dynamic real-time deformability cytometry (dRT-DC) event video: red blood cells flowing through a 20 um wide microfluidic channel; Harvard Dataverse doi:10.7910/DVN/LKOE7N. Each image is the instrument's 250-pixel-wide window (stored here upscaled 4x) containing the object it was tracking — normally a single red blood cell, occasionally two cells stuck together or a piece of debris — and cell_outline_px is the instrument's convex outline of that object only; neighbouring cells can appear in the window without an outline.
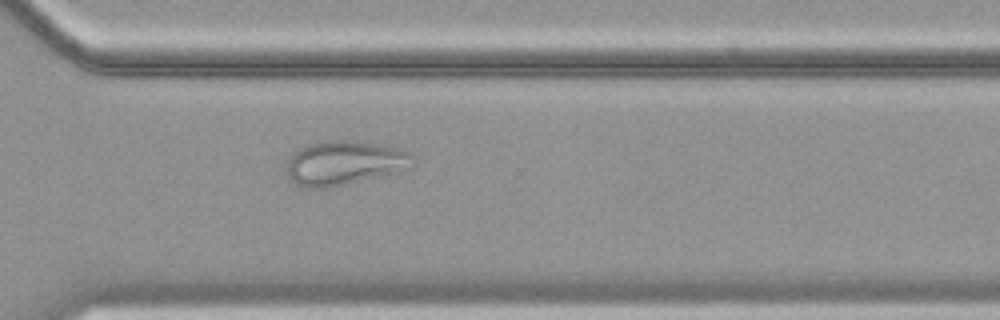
{"species": "common noctule bat (a hibernating species)", "species_latin": "Nyctalus noctula", "temperature_condition": "cold", "stored_images_in_passage": 48, "camera_frame_rate_fps": 3000, "um_per_image_px": 0.085, "animal": {"sex": "female", "body_mass_g": 19.9}, "frame": {"image": 1, "passage_image": 33, "time_ms": 10.667, "image_size_px": [1000, 320], "cell_outline_px": [[416, 164], [412, 168], [404, 172], [328, 188], [304, 188], [296, 184], [288, 176], [288, 160], [300, 148], [308, 144], [328, 140], [356, 140], [396, 148], [408, 152], [412, 156]], "centroid_in_image_um": [29.35, 13.87], "position_along_channel_um": 341.2, "area_um2": 32.89}}
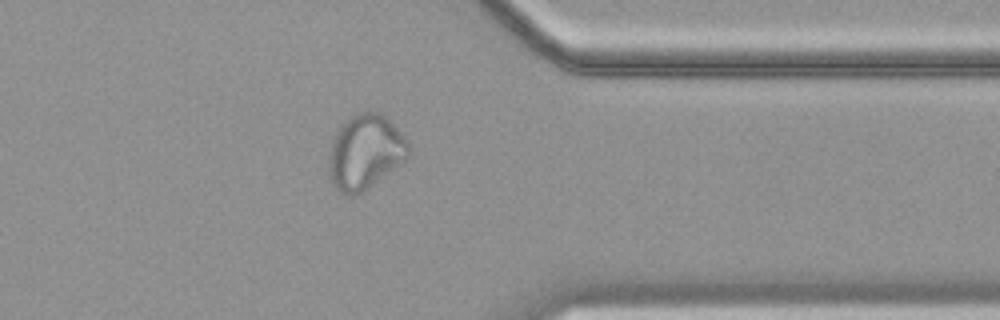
{"frame": {"image": 2, "passage_image": 37, "time_ms": 12.0, "image_size_px": [1000, 320], "cell_outline_px": [[408, 160], [364, 192], [352, 196], [348, 196], [340, 192], [332, 184], [328, 176], [328, 160], [332, 140], [336, 132], [356, 112], [380, 112], [404, 136], [408, 144]], "centroid_in_image_um": [31.03, 12.98], "position_along_channel_um": 380.4, "area_um2": 34.85}}